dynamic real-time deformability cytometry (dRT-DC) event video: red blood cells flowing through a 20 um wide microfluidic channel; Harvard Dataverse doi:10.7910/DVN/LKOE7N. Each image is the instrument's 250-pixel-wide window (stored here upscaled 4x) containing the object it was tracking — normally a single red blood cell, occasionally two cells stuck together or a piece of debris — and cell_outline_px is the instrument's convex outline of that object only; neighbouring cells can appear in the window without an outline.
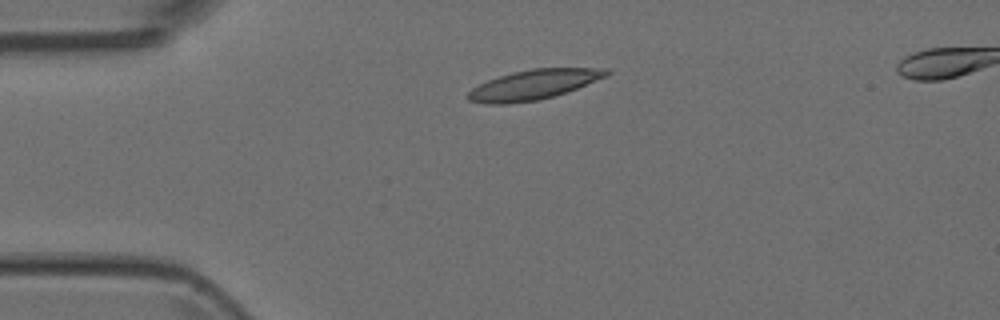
{"species": "Egyptian fruit bat (a non-hibernating species)", "species_latin": "Rousettus aegyptiacus", "temperature_condition": "room temperature", "stored_images_in_passage": 3, "segment_of_instrument_passage": [1, 2], "camera_frame_rate_fps": 3000, "um_per_image_px": 0.085, "animal": {"sex": "female"}, "frame": {"image": 1, "passage_image": 1, "time_ms": 0.0, "image_size_px": [1000, 320], "cell_outline_px": [[612, 72], [608, 76], [576, 88], [552, 96], [536, 100], [508, 104], [484, 104], [468, 100], [464, 96], [472, 88], [488, 80], [512, 72], [532, 68], [608, 68]], "centroid_in_image_um": [45.34, 7.19], "position_along_channel_um": 39.7, "area_um2": 23.99}}